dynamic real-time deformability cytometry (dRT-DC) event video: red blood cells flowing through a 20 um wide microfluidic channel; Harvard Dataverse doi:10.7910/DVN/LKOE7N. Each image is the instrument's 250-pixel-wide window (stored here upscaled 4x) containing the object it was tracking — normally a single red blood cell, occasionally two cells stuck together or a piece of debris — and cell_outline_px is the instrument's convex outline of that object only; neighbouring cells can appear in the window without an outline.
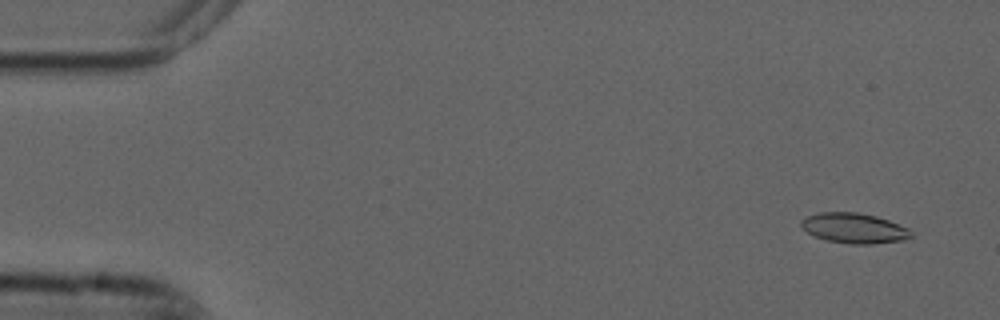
{"species": "common noctule bat (a hibernating species)", "species_latin": "Nyctalus noctula", "temperature_condition": "cold", "stored_images_in_passage": 8, "camera_frame_rate_fps": 3000, "um_per_image_px": 0.085, "animal": {"sex": "male", "forearm_length_mm": 52.5}, "frame": {"image": 1, "passage_image": 2, "time_ms": 0.333, "image_size_px": [1000, 320], "cell_outline_px": [[912, 236], [908, 240], [872, 244], [848, 244], [828, 240], [816, 236], [808, 232], [800, 224], [800, 220], [808, 216], [820, 212], [856, 212], [876, 216], [888, 220], [908, 228], [912, 232]], "centroid_in_image_um": [72.64, 19.4], "position_along_channel_um": 12.4, "area_um2": 19.31}}
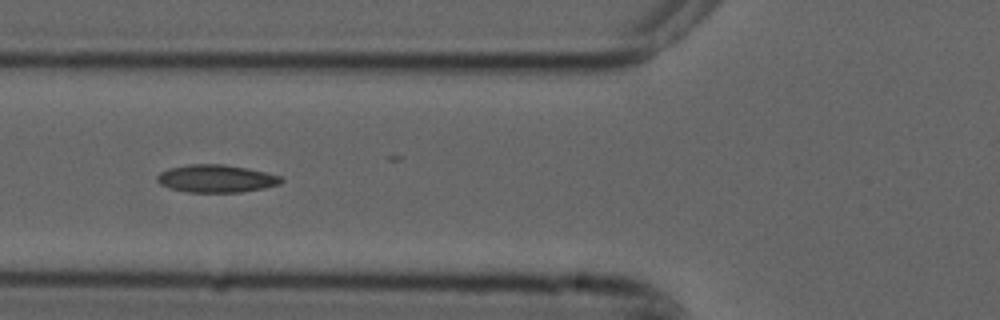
{"frame": {"image": 2, "passage_image": 7, "time_ms": 2.0, "image_size_px": [1000, 320], "cell_outline_px": [[284, 180], [280, 184], [264, 188], [240, 192], [184, 192], [160, 184], [156, 180], [156, 176], [160, 172], [168, 168], [188, 164], [224, 164], [248, 168], [280, 176]], "centroid_in_image_um": [18.36, 15.17], "position_along_channel_um": 107.4, "area_um2": 20.06}}
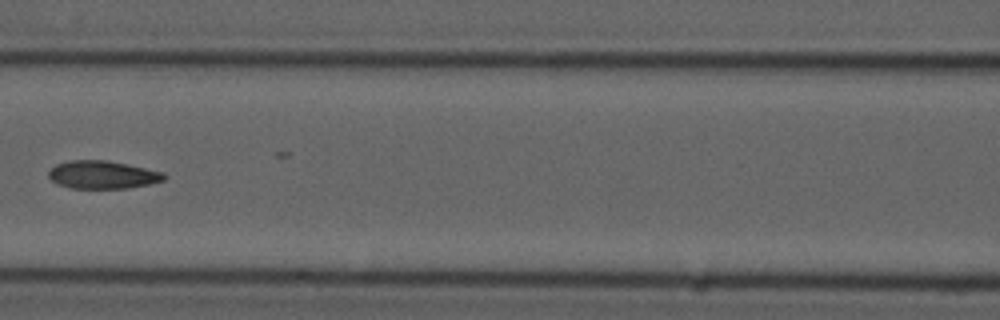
{"frame": {"image": 3, "passage_image": 8, "time_ms": 2.333, "image_size_px": [1000, 320], "cell_outline_px": [[168, 176], [164, 180], [148, 184], [128, 188], [72, 188], [60, 184], [52, 180], [48, 176], [48, 172], [56, 164], [68, 160], [108, 160], [128, 164], [164, 172]], "centroid_in_image_um": [8.75, 14.84], "position_along_channel_um": 157.9, "area_um2": 18.79}}